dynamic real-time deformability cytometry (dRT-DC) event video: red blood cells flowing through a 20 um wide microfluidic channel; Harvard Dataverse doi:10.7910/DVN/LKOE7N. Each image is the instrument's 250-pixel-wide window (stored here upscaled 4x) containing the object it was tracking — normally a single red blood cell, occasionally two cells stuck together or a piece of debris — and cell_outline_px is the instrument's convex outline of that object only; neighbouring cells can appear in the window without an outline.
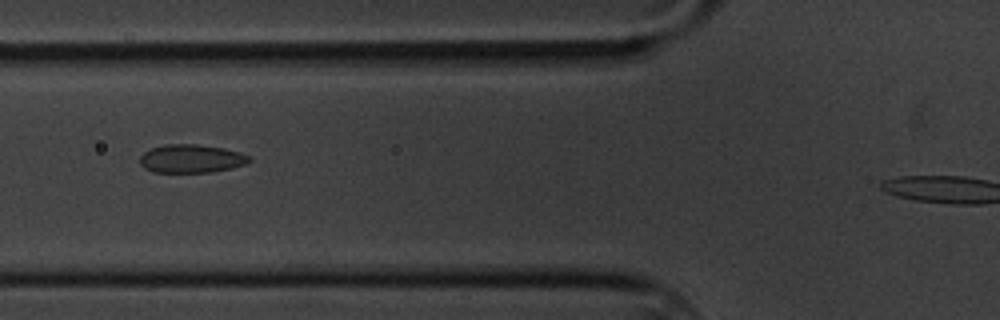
{"species": "common noctule bat (a hibernating species)", "species_latin": "Nyctalus noctula", "temperature_condition": "cold", "stored_images_in_passage": 10, "camera_frame_rate_fps": 3000, "um_per_image_px": 0.085, "animal": {"sex": "male", "body_mass_g": 20.1, "forearm_length_mm": 53.5}, "frame": {"image": 1, "passage_image": 2, "time_ms": 1.0, "image_size_px": [1000, 320], "cell_outline_px": [[252, 160], [248, 164], [212, 172], [152, 172], [144, 168], [140, 164], [140, 156], [144, 152], [152, 148], [164, 144], [196, 144], [224, 148], [240, 152], [252, 156]], "centroid_in_image_um": [16.29, 13.48], "position_along_channel_um": 109.5, "area_um2": 18.26}}
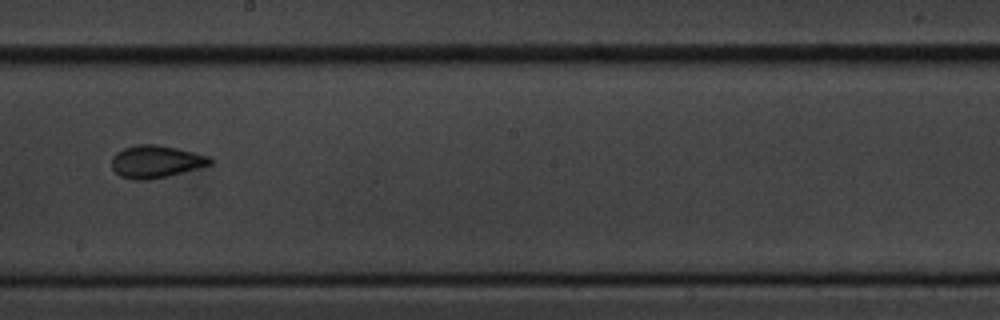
{"frame": {"image": 2, "passage_image": 5, "time_ms": 4.667, "image_size_px": [1000, 320], "cell_outline_px": [[212, 164], [168, 176], [152, 180], [136, 180], [120, 176], [112, 168], [112, 156], [116, 152], [124, 148], [136, 144], [156, 144], [176, 148], [208, 156], [212, 160]], "centroid_in_image_um": [13.22, 13.74], "position_along_channel_um": 235.0, "area_um2": 18.55}}
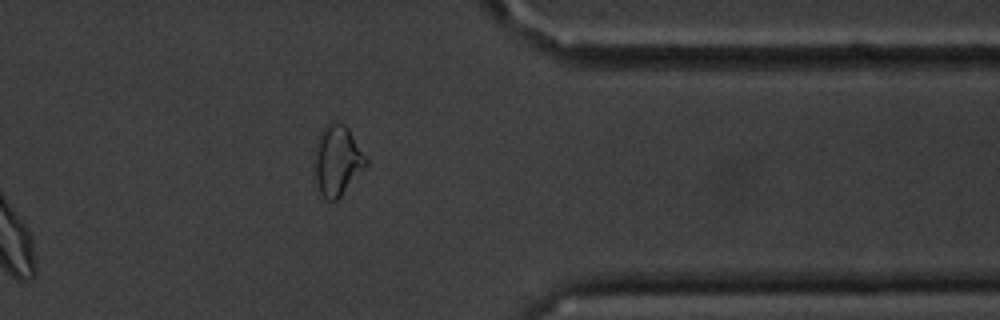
{"frame": {"image": 3, "passage_image": 9, "time_ms": 9.333, "image_size_px": [1000, 320], "cell_outline_px": [[368, 164], [340, 196], [336, 200], [328, 200], [320, 192], [316, 184], [312, 152], [316, 140], [320, 132], [332, 120], [336, 120], [344, 124], [348, 128], [368, 160]], "centroid_in_image_um": [28.63, 13.6], "position_along_channel_um": 382.8, "area_um2": 21.27}}